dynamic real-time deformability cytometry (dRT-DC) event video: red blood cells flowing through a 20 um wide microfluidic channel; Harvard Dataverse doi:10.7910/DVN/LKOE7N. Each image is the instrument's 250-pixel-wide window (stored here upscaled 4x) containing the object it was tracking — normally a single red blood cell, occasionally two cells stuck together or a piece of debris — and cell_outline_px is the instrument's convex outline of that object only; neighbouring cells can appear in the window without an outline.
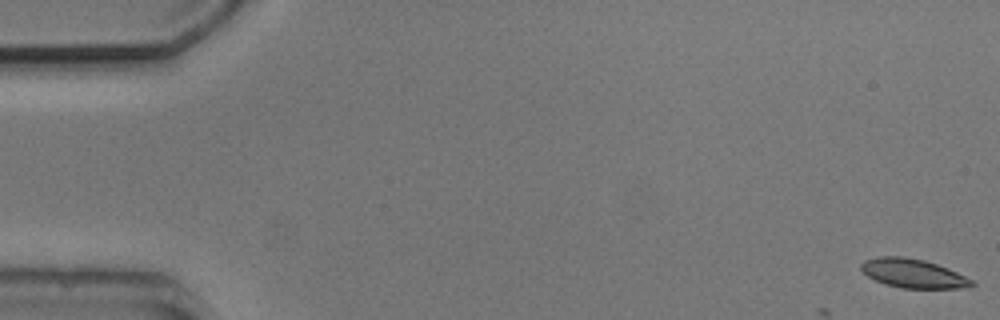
{"species": "common noctule bat (a hibernating species)", "species_latin": "Nyctalus noctula", "temperature_condition": "cold", "stored_images_in_passage": 5, "camera_frame_rate_fps": 3000, "um_per_image_px": 0.085, "animal": {"sex": "male", "body_mass_g": 20.5, "forearm_length_mm": 52.5}, "frame": {"image": 1, "passage_image": 1, "time_ms": 0.0, "image_size_px": [1000, 320], "cell_outline_px": [[976, 284], [972, 288], [900, 288], [884, 284], [868, 276], [860, 268], [860, 264], [864, 260], [880, 256], [904, 256], [924, 260], [948, 268], [972, 280]], "centroid_in_image_um": [77.62, 23.24], "position_along_channel_um": 7.4, "area_um2": 18.73}}
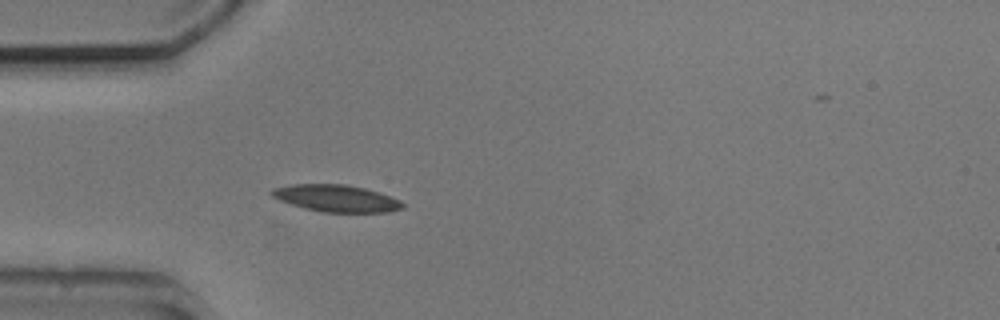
{"frame": {"image": 2, "passage_image": 5, "time_ms": 5.0, "image_size_px": [1000, 320], "cell_outline_px": [[404, 208], [388, 212], [320, 212], [304, 208], [280, 200], [272, 196], [268, 192], [272, 188], [292, 184], [344, 184], [364, 188], [380, 192], [400, 200], [404, 204]], "centroid_in_image_um": [28.58, 16.85], "position_along_channel_um": 56.4, "area_um2": 20.63}}